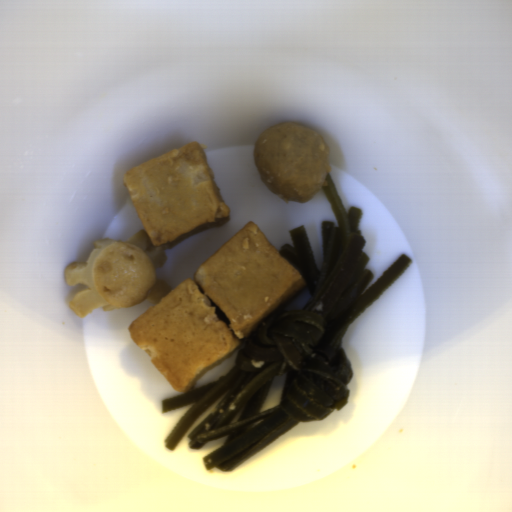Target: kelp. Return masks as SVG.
<instances>
[{
	"mask_svg": "<svg viewBox=\"0 0 512 512\" xmlns=\"http://www.w3.org/2000/svg\"><path fill=\"white\" fill-rule=\"evenodd\" d=\"M325 179L322 189L338 226L321 221V268L304 224L289 230L294 246L285 243L277 252L306 286L249 332L229 372L161 400L162 414L191 404L164 440L172 452L224 396L187 436L188 448L195 450L227 436L201 458L206 471L233 472L299 423L324 420L347 406V384L354 374L342 339L413 262L402 252L365 291L375 274L365 268L371 258L363 251L367 239L358 229L363 208L350 205L347 212L330 172Z\"/></svg>",
	"mask_w": 512,
	"mask_h": 512,
	"instance_id": "obj_1",
	"label": "kelp"
}]
</instances>
